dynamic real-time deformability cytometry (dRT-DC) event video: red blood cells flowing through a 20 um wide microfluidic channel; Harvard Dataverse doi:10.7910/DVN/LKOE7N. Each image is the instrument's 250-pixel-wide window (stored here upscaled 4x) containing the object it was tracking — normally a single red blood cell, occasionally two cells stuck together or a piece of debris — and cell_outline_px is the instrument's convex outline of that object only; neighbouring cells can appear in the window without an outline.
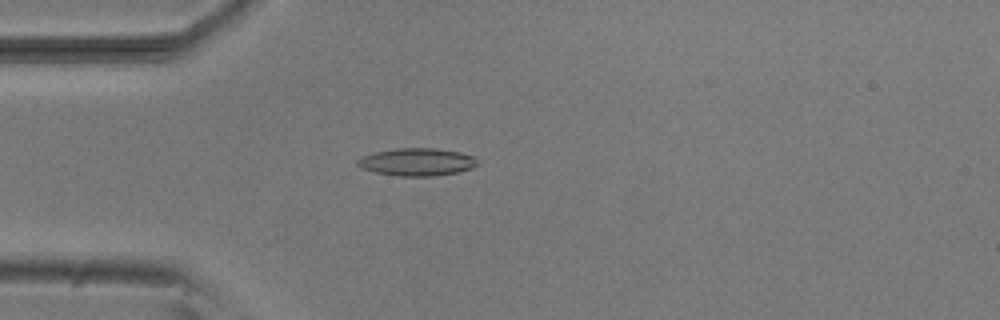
{"species": "common noctule bat (a hibernating species)", "species_latin": "Nyctalus noctula", "temperature_condition": "room temperature", "stored_images_in_passage": 48, "camera_frame_rate_fps": 3000, "um_per_image_px": 0.085, "animal": {"sex": "male", "body_mass_g": 20.5, "forearm_length_mm": 52.5}, "frame": {"image": 1, "passage_image": 14, "time_ms": 4.333, "image_size_px": [1000, 320], "cell_outline_px": [[480, 164], [472, 168], [456, 172], [436, 176], [400, 176], [376, 172], [360, 168], [356, 164], [356, 160], [364, 156], [376, 152], [396, 148], [436, 148], [460, 152], [476, 156]], "centroid_in_image_um": [35.49, 13.76], "position_along_channel_um": 49.5, "area_um2": 19.42}}
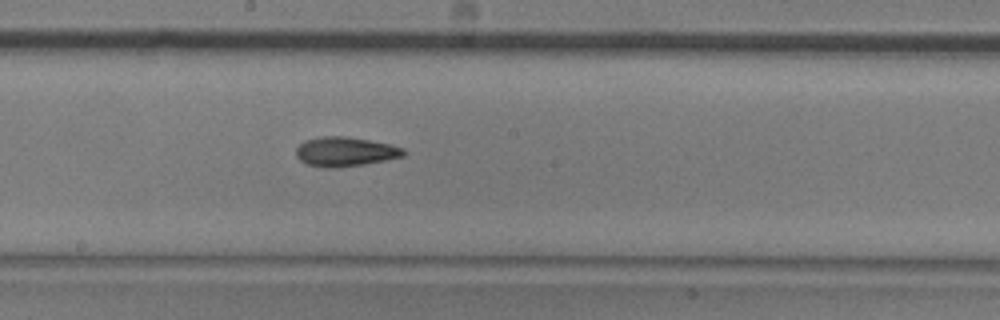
{"frame": {"image": 2, "passage_image": 28, "time_ms": 9.0, "image_size_px": [1000, 320], "cell_outline_px": [[408, 152], [404, 156], [364, 164], [336, 168], [324, 168], [308, 164], [300, 160], [296, 156], [296, 148], [304, 140], [320, 136], [348, 136], [392, 144], [404, 148]], "centroid_in_image_um": [29.36, 12.88], "position_along_channel_um": 218.8, "area_um2": 18.67}}
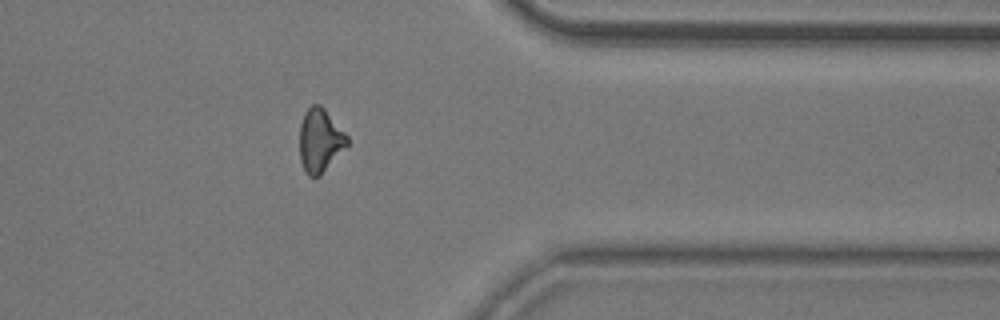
{"frame": {"image": 3, "passage_image": 42, "time_ms": 13.667, "image_size_px": [1000, 320], "cell_outline_px": [[348, 144], [320, 176], [308, 176], [300, 160], [300, 124], [304, 112], [312, 104], [320, 104], [324, 108], [348, 136]], "centroid_in_image_um": [27.19, 11.92], "position_along_channel_um": 384.2, "area_um2": 17.46}, "authors_computed_cell_mechanics": {"area_um2": 17.9758, "velocity_mm_per_s": 3.828, "shape_relaxation_time_tau1_ms": 4.7767, "shape_relaxation_time_tau2_ms": 4.6752, "deformation_change_tau1": 0.1495, "deformation_change_tau2": 0.143}}